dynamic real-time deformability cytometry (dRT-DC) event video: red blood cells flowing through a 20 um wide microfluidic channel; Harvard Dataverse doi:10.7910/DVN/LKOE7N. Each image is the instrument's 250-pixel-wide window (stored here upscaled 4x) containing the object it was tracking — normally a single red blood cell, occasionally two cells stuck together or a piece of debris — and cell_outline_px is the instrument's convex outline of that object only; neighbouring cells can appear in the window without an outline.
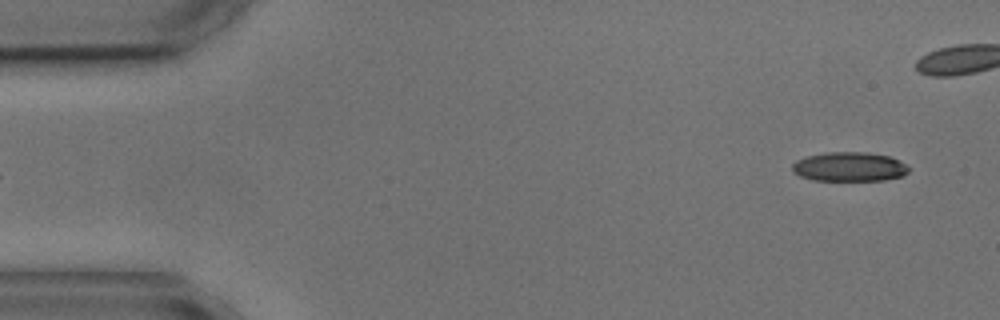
{"species": "common noctule bat (a hibernating species)", "species_latin": "Nyctalus noctula", "temperature_condition": "cold", "stored_images_in_passage": 5, "segment_of_instrument_passage": [2, 2], "camera_frame_rate_fps": 3000, "um_per_image_px": 0.085, "animal": {"sex": "male", "body_mass_g": 17.9, "forearm_length_mm": 54.2}, "frame": {"image": 1, "passage_image": 5, "time_ms": 5.333, "image_size_px": [1000, 320], "cell_outline_px": [[908, 172], [904, 176], [884, 180], [812, 180], [800, 176], [792, 172], [792, 164], [796, 160], [808, 156], [828, 152], [864, 152], [888, 156], [900, 160], [908, 164]], "centroid_in_image_um": [72.21, 14.18], "position_along_channel_um": 12.8, "area_um2": 19.94}}